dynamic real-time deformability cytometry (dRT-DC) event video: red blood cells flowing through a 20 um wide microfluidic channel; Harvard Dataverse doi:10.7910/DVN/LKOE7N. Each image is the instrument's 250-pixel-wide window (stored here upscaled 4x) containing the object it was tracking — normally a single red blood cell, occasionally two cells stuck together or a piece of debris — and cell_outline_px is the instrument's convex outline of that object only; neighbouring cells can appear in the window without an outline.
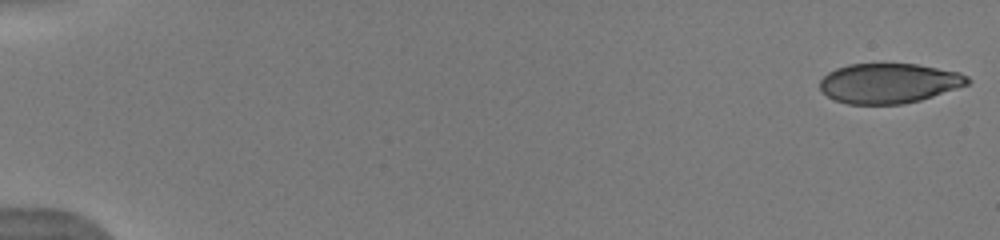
{"species": "human", "species_latin": "Homo sapiens", "temperature_condition": "warm", "stored_images_in_passage": 52, "camera_frame_rate_fps": 3000, "um_per_image_px": 0.085, "donor": {"sex": "male"}, "frame": {"image": 1, "passage_image": 1, "time_ms": 0.0, "image_size_px": [1000, 240], "cell_outline_px": [[972, 80], [968, 84], [920, 100], [904, 104], [848, 104], [836, 100], [828, 96], [820, 88], [820, 80], [828, 72], [836, 68], [848, 64], [916, 64], [960, 72], [968, 76]], "centroid_in_image_um": [75.56, 7.07], "position_along_channel_um": 9.4, "area_um2": 34.22}}
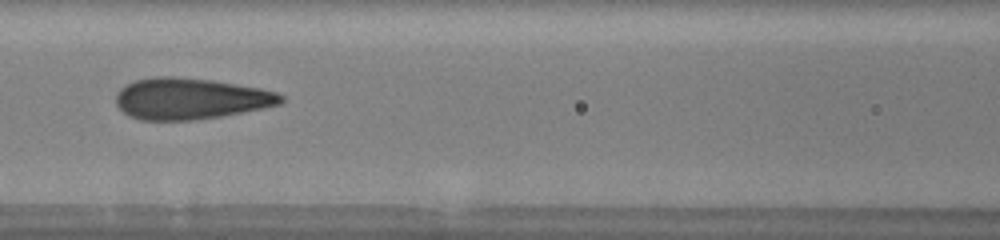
{"frame": {"image": 2, "passage_image": 25, "time_ms": 8.0, "image_size_px": [1000, 240], "cell_outline_px": [[284, 100], [280, 104], [264, 108], [220, 116], [196, 120], [140, 120], [128, 116], [116, 104], [116, 92], [120, 88], [136, 80], [156, 76], [172, 76], [212, 80], [260, 88], [276, 92], [284, 96]], "centroid_in_image_um": [16.17, 8.39], "position_along_channel_um": 150.4, "area_um2": 39.71}}
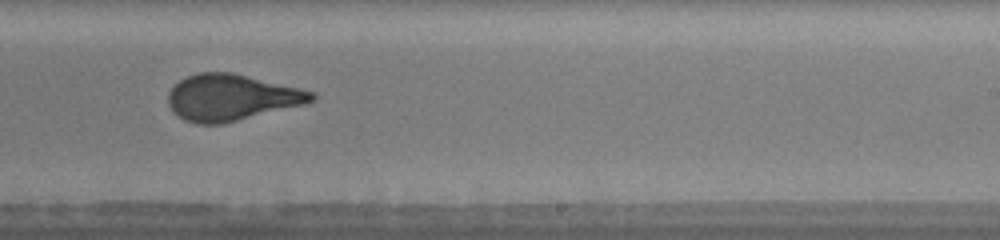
{"frame": {"image": 3, "passage_image": 34, "time_ms": 11.0, "image_size_px": [1000, 240], "cell_outline_px": [[316, 100], [304, 104], [220, 124], [196, 124], [184, 120], [168, 104], [168, 92], [180, 80], [188, 76], [200, 72], [232, 72], [300, 88], [316, 92]], "centroid_in_image_um": [19.69, 8.27], "position_along_channel_um": 269.3, "area_um2": 38.32}, "authors_computed_cell_mechanics": {"area_um2": 37.8301, "velocity_mm_per_s": 3.9777, "shape_relaxation_time_tau1_ms": 10.8179, "shape_relaxation_time_tau2_ms": null, "deformation_change_tau1": 0.3076, "deformation_change_tau2": null}}